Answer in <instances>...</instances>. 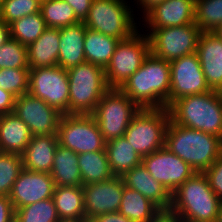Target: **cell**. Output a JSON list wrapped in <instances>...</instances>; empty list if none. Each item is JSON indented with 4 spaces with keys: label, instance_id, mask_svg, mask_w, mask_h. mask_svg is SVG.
Instances as JSON below:
<instances>
[{
    "label": "cell",
    "instance_id": "15",
    "mask_svg": "<svg viewBox=\"0 0 222 222\" xmlns=\"http://www.w3.org/2000/svg\"><path fill=\"white\" fill-rule=\"evenodd\" d=\"M142 164L171 194L196 173L188 163L165 147L142 157Z\"/></svg>",
    "mask_w": 222,
    "mask_h": 222
},
{
    "label": "cell",
    "instance_id": "11",
    "mask_svg": "<svg viewBox=\"0 0 222 222\" xmlns=\"http://www.w3.org/2000/svg\"><path fill=\"white\" fill-rule=\"evenodd\" d=\"M201 31L195 24L154 29L147 33L150 51L168 62L196 52Z\"/></svg>",
    "mask_w": 222,
    "mask_h": 222
},
{
    "label": "cell",
    "instance_id": "22",
    "mask_svg": "<svg viewBox=\"0 0 222 222\" xmlns=\"http://www.w3.org/2000/svg\"><path fill=\"white\" fill-rule=\"evenodd\" d=\"M84 22L60 28V48L58 66L65 70L86 62L84 39L86 32Z\"/></svg>",
    "mask_w": 222,
    "mask_h": 222
},
{
    "label": "cell",
    "instance_id": "7",
    "mask_svg": "<svg viewBox=\"0 0 222 222\" xmlns=\"http://www.w3.org/2000/svg\"><path fill=\"white\" fill-rule=\"evenodd\" d=\"M132 12L125 0H93L84 24L90 30L125 40L138 31Z\"/></svg>",
    "mask_w": 222,
    "mask_h": 222
},
{
    "label": "cell",
    "instance_id": "45",
    "mask_svg": "<svg viewBox=\"0 0 222 222\" xmlns=\"http://www.w3.org/2000/svg\"><path fill=\"white\" fill-rule=\"evenodd\" d=\"M10 38L9 25H6L0 18V46L6 43Z\"/></svg>",
    "mask_w": 222,
    "mask_h": 222
},
{
    "label": "cell",
    "instance_id": "17",
    "mask_svg": "<svg viewBox=\"0 0 222 222\" xmlns=\"http://www.w3.org/2000/svg\"><path fill=\"white\" fill-rule=\"evenodd\" d=\"M54 188V180L50 174L23 169L12 186L9 199L16 210L52 198Z\"/></svg>",
    "mask_w": 222,
    "mask_h": 222
},
{
    "label": "cell",
    "instance_id": "30",
    "mask_svg": "<svg viewBox=\"0 0 222 222\" xmlns=\"http://www.w3.org/2000/svg\"><path fill=\"white\" fill-rule=\"evenodd\" d=\"M78 165L82 178V185L103 182L112 178L106 150L78 154Z\"/></svg>",
    "mask_w": 222,
    "mask_h": 222
},
{
    "label": "cell",
    "instance_id": "48",
    "mask_svg": "<svg viewBox=\"0 0 222 222\" xmlns=\"http://www.w3.org/2000/svg\"><path fill=\"white\" fill-rule=\"evenodd\" d=\"M58 222H87V220L80 219H60Z\"/></svg>",
    "mask_w": 222,
    "mask_h": 222
},
{
    "label": "cell",
    "instance_id": "16",
    "mask_svg": "<svg viewBox=\"0 0 222 222\" xmlns=\"http://www.w3.org/2000/svg\"><path fill=\"white\" fill-rule=\"evenodd\" d=\"M124 186V181L120 176H113L103 182L82 185L85 220L91 221L97 216L118 212Z\"/></svg>",
    "mask_w": 222,
    "mask_h": 222
},
{
    "label": "cell",
    "instance_id": "49",
    "mask_svg": "<svg viewBox=\"0 0 222 222\" xmlns=\"http://www.w3.org/2000/svg\"><path fill=\"white\" fill-rule=\"evenodd\" d=\"M216 222H222V203L217 214Z\"/></svg>",
    "mask_w": 222,
    "mask_h": 222
},
{
    "label": "cell",
    "instance_id": "51",
    "mask_svg": "<svg viewBox=\"0 0 222 222\" xmlns=\"http://www.w3.org/2000/svg\"><path fill=\"white\" fill-rule=\"evenodd\" d=\"M3 2H4V0H0V8H1L2 5H3Z\"/></svg>",
    "mask_w": 222,
    "mask_h": 222
},
{
    "label": "cell",
    "instance_id": "42",
    "mask_svg": "<svg viewBox=\"0 0 222 222\" xmlns=\"http://www.w3.org/2000/svg\"><path fill=\"white\" fill-rule=\"evenodd\" d=\"M16 97L0 88V115L14 112Z\"/></svg>",
    "mask_w": 222,
    "mask_h": 222
},
{
    "label": "cell",
    "instance_id": "27",
    "mask_svg": "<svg viewBox=\"0 0 222 222\" xmlns=\"http://www.w3.org/2000/svg\"><path fill=\"white\" fill-rule=\"evenodd\" d=\"M52 199L60 219L85 220L82 186H55Z\"/></svg>",
    "mask_w": 222,
    "mask_h": 222
},
{
    "label": "cell",
    "instance_id": "38",
    "mask_svg": "<svg viewBox=\"0 0 222 222\" xmlns=\"http://www.w3.org/2000/svg\"><path fill=\"white\" fill-rule=\"evenodd\" d=\"M29 68L27 46L13 38L0 46V69Z\"/></svg>",
    "mask_w": 222,
    "mask_h": 222
},
{
    "label": "cell",
    "instance_id": "2",
    "mask_svg": "<svg viewBox=\"0 0 222 222\" xmlns=\"http://www.w3.org/2000/svg\"><path fill=\"white\" fill-rule=\"evenodd\" d=\"M165 148L188 163L195 172L204 173L222 154V139L170 120L165 134Z\"/></svg>",
    "mask_w": 222,
    "mask_h": 222
},
{
    "label": "cell",
    "instance_id": "4",
    "mask_svg": "<svg viewBox=\"0 0 222 222\" xmlns=\"http://www.w3.org/2000/svg\"><path fill=\"white\" fill-rule=\"evenodd\" d=\"M168 111L173 123L222 139V102L216 91L181 97Z\"/></svg>",
    "mask_w": 222,
    "mask_h": 222
},
{
    "label": "cell",
    "instance_id": "46",
    "mask_svg": "<svg viewBox=\"0 0 222 222\" xmlns=\"http://www.w3.org/2000/svg\"><path fill=\"white\" fill-rule=\"evenodd\" d=\"M164 1L165 0H137V5H140L142 7L143 9L142 12L145 15L155 5L162 3Z\"/></svg>",
    "mask_w": 222,
    "mask_h": 222
},
{
    "label": "cell",
    "instance_id": "39",
    "mask_svg": "<svg viewBox=\"0 0 222 222\" xmlns=\"http://www.w3.org/2000/svg\"><path fill=\"white\" fill-rule=\"evenodd\" d=\"M204 174L208 179L210 188L222 201V154L212 163Z\"/></svg>",
    "mask_w": 222,
    "mask_h": 222
},
{
    "label": "cell",
    "instance_id": "41",
    "mask_svg": "<svg viewBox=\"0 0 222 222\" xmlns=\"http://www.w3.org/2000/svg\"><path fill=\"white\" fill-rule=\"evenodd\" d=\"M15 210L9 196H0V222H14Z\"/></svg>",
    "mask_w": 222,
    "mask_h": 222
},
{
    "label": "cell",
    "instance_id": "26",
    "mask_svg": "<svg viewBox=\"0 0 222 222\" xmlns=\"http://www.w3.org/2000/svg\"><path fill=\"white\" fill-rule=\"evenodd\" d=\"M105 150L114 176L122 177L128 170L142 164V157L130 145L125 136L106 142Z\"/></svg>",
    "mask_w": 222,
    "mask_h": 222
},
{
    "label": "cell",
    "instance_id": "13",
    "mask_svg": "<svg viewBox=\"0 0 222 222\" xmlns=\"http://www.w3.org/2000/svg\"><path fill=\"white\" fill-rule=\"evenodd\" d=\"M170 63V92L167 108L177 99L212 91L195 53L185 55Z\"/></svg>",
    "mask_w": 222,
    "mask_h": 222
},
{
    "label": "cell",
    "instance_id": "24",
    "mask_svg": "<svg viewBox=\"0 0 222 222\" xmlns=\"http://www.w3.org/2000/svg\"><path fill=\"white\" fill-rule=\"evenodd\" d=\"M31 138L29 127L14 112L0 115V151L21 155Z\"/></svg>",
    "mask_w": 222,
    "mask_h": 222
},
{
    "label": "cell",
    "instance_id": "12",
    "mask_svg": "<svg viewBox=\"0 0 222 222\" xmlns=\"http://www.w3.org/2000/svg\"><path fill=\"white\" fill-rule=\"evenodd\" d=\"M28 93L42 99L61 114H69L68 74L62 67L30 69Z\"/></svg>",
    "mask_w": 222,
    "mask_h": 222
},
{
    "label": "cell",
    "instance_id": "18",
    "mask_svg": "<svg viewBox=\"0 0 222 222\" xmlns=\"http://www.w3.org/2000/svg\"><path fill=\"white\" fill-rule=\"evenodd\" d=\"M143 16L150 33L154 29L192 24L195 23V0H165Z\"/></svg>",
    "mask_w": 222,
    "mask_h": 222
},
{
    "label": "cell",
    "instance_id": "34",
    "mask_svg": "<svg viewBox=\"0 0 222 222\" xmlns=\"http://www.w3.org/2000/svg\"><path fill=\"white\" fill-rule=\"evenodd\" d=\"M195 24L201 32H213L222 24V0H195Z\"/></svg>",
    "mask_w": 222,
    "mask_h": 222
},
{
    "label": "cell",
    "instance_id": "5",
    "mask_svg": "<svg viewBox=\"0 0 222 222\" xmlns=\"http://www.w3.org/2000/svg\"><path fill=\"white\" fill-rule=\"evenodd\" d=\"M67 71L69 114L92 115L99 100L109 90L104 68L84 62Z\"/></svg>",
    "mask_w": 222,
    "mask_h": 222
},
{
    "label": "cell",
    "instance_id": "37",
    "mask_svg": "<svg viewBox=\"0 0 222 222\" xmlns=\"http://www.w3.org/2000/svg\"><path fill=\"white\" fill-rule=\"evenodd\" d=\"M41 0H4L0 8V18L9 25L29 14L40 12Z\"/></svg>",
    "mask_w": 222,
    "mask_h": 222
},
{
    "label": "cell",
    "instance_id": "10",
    "mask_svg": "<svg viewBox=\"0 0 222 222\" xmlns=\"http://www.w3.org/2000/svg\"><path fill=\"white\" fill-rule=\"evenodd\" d=\"M58 144L77 154L102 151L105 141L93 115L67 114L59 121Z\"/></svg>",
    "mask_w": 222,
    "mask_h": 222
},
{
    "label": "cell",
    "instance_id": "9",
    "mask_svg": "<svg viewBox=\"0 0 222 222\" xmlns=\"http://www.w3.org/2000/svg\"><path fill=\"white\" fill-rule=\"evenodd\" d=\"M140 108L120 89H109L99 100L93 117L105 142L124 136Z\"/></svg>",
    "mask_w": 222,
    "mask_h": 222
},
{
    "label": "cell",
    "instance_id": "8",
    "mask_svg": "<svg viewBox=\"0 0 222 222\" xmlns=\"http://www.w3.org/2000/svg\"><path fill=\"white\" fill-rule=\"evenodd\" d=\"M139 32L117 44L110 63L104 69L109 89H120L151 52L148 35Z\"/></svg>",
    "mask_w": 222,
    "mask_h": 222
},
{
    "label": "cell",
    "instance_id": "44",
    "mask_svg": "<svg viewBox=\"0 0 222 222\" xmlns=\"http://www.w3.org/2000/svg\"><path fill=\"white\" fill-rule=\"evenodd\" d=\"M90 222H132L127 217L123 216L119 212L106 213L95 217Z\"/></svg>",
    "mask_w": 222,
    "mask_h": 222
},
{
    "label": "cell",
    "instance_id": "35",
    "mask_svg": "<svg viewBox=\"0 0 222 222\" xmlns=\"http://www.w3.org/2000/svg\"><path fill=\"white\" fill-rule=\"evenodd\" d=\"M22 170L21 155L0 151V196H9Z\"/></svg>",
    "mask_w": 222,
    "mask_h": 222
},
{
    "label": "cell",
    "instance_id": "31",
    "mask_svg": "<svg viewBox=\"0 0 222 222\" xmlns=\"http://www.w3.org/2000/svg\"><path fill=\"white\" fill-rule=\"evenodd\" d=\"M10 37L28 46L36 41L47 29L40 12L26 15L9 24Z\"/></svg>",
    "mask_w": 222,
    "mask_h": 222
},
{
    "label": "cell",
    "instance_id": "25",
    "mask_svg": "<svg viewBox=\"0 0 222 222\" xmlns=\"http://www.w3.org/2000/svg\"><path fill=\"white\" fill-rule=\"evenodd\" d=\"M50 175L55 186H82L78 154L58 144Z\"/></svg>",
    "mask_w": 222,
    "mask_h": 222
},
{
    "label": "cell",
    "instance_id": "1",
    "mask_svg": "<svg viewBox=\"0 0 222 222\" xmlns=\"http://www.w3.org/2000/svg\"><path fill=\"white\" fill-rule=\"evenodd\" d=\"M170 63L151 52L120 90L140 109L167 108Z\"/></svg>",
    "mask_w": 222,
    "mask_h": 222
},
{
    "label": "cell",
    "instance_id": "20",
    "mask_svg": "<svg viewBox=\"0 0 222 222\" xmlns=\"http://www.w3.org/2000/svg\"><path fill=\"white\" fill-rule=\"evenodd\" d=\"M122 179L126 187L138 191L160 209L170 208L172 194L161 182H158L151 176L143 164L128 170L122 176Z\"/></svg>",
    "mask_w": 222,
    "mask_h": 222
},
{
    "label": "cell",
    "instance_id": "6",
    "mask_svg": "<svg viewBox=\"0 0 222 222\" xmlns=\"http://www.w3.org/2000/svg\"><path fill=\"white\" fill-rule=\"evenodd\" d=\"M170 121L168 108L140 109L131 119L125 138L141 156L165 147V134Z\"/></svg>",
    "mask_w": 222,
    "mask_h": 222
},
{
    "label": "cell",
    "instance_id": "40",
    "mask_svg": "<svg viewBox=\"0 0 222 222\" xmlns=\"http://www.w3.org/2000/svg\"><path fill=\"white\" fill-rule=\"evenodd\" d=\"M67 2L74 11L77 19L84 22L87 18L93 0H63Z\"/></svg>",
    "mask_w": 222,
    "mask_h": 222
},
{
    "label": "cell",
    "instance_id": "3",
    "mask_svg": "<svg viewBox=\"0 0 222 222\" xmlns=\"http://www.w3.org/2000/svg\"><path fill=\"white\" fill-rule=\"evenodd\" d=\"M222 201L204 173H194L173 193L170 208L183 222H216Z\"/></svg>",
    "mask_w": 222,
    "mask_h": 222
},
{
    "label": "cell",
    "instance_id": "50",
    "mask_svg": "<svg viewBox=\"0 0 222 222\" xmlns=\"http://www.w3.org/2000/svg\"><path fill=\"white\" fill-rule=\"evenodd\" d=\"M216 93L222 102V85L216 90Z\"/></svg>",
    "mask_w": 222,
    "mask_h": 222
},
{
    "label": "cell",
    "instance_id": "33",
    "mask_svg": "<svg viewBox=\"0 0 222 222\" xmlns=\"http://www.w3.org/2000/svg\"><path fill=\"white\" fill-rule=\"evenodd\" d=\"M59 220L52 198L37 201L15 210L14 222H58Z\"/></svg>",
    "mask_w": 222,
    "mask_h": 222
},
{
    "label": "cell",
    "instance_id": "14",
    "mask_svg": "<svg viewBox=\"0 0 222 222\" xmlns=\"http://www.w3.org/2000/svg\"><path fill=\"white\" fill-rule=\"evenodd\" d=\"M14 113L29 127L32 136L57 134L63 114L30 93L15 100Z\"/></svg>",
    "mask_w": 222,
    "mask_h": 222
},
{
    "label": "cell",
    "instance_id": "43",
    "mask_svg": "<svg viewBox=\"0 0 222 222\" xmlns=\"http://www.w3.org/2000/svg\"><path fill=\"white\" fill-rule=\"evenodd\" d=\"M148 222H183L171 209H160Z\"/></svg>",
    "mask_w": 222,
    "mask_h": 222
},
{
    "label": "cell",
    "instance_id": "47",
    "mask_svg": "<svg viewBox=\"0 0 222 222\" xmlns=\"http://www.w3.org/2000/svg\"><path fill=\"white\" fill-rule=\"evenodd\" d=\"M213 33L217 35L222 40V24L218 26Z\"/></svg>",
    "mask_w": 222,
    "mask_h": 222
},
{
    "label": "cell",
    "instance_id": "32",
    "mask_svg": "<svg viewBox=\"0 0 222 222\" xmlns=\"http://www.w3.org/2000/svg\"><path fill=\"white\" fill-rule=\"evenodd\" d=\"M40 13L47 28L60 29L80 22L73 8L63 0H42Z\"/></svg>",
    "mask_w": 222,
    "mask_h": 222
},
{
    "label": "cell",
    "instance_id": "23",
    "mask_svg": "<svg viewBox=\"0 0 222 222\" xmlns=\"http://www.w3.org/2000/svg\"><path fill=\"white\" fill-rule=\"evenodd\" d=\"M60 31L47 28L41 36L27 46L29 69L58 65Z\"/></svg>",
    "mask_w": 222,
    "mask_h": 222
},
{
    "label": "cell",
    "instance_id": "21",
    "mask_svg": "<svg viewBox=\"0 0 222 222\" xmlns=\"http://www.w3.org/2000/svg\"><path fill=\"white\" fill-rule=\"evenodd\" d=\"M57 146V134L32 136L21 154L23 169L50 174Z\"/></svg>",
    "mask_w": 222,
    "mask_h": 222
},
{
    "label": "cell",
    "instance_id": "36",
    "mask_svg": "<svg viewBox=\"0 0 222 222\" xmlns=\"http://www.w3.org/2000/svg\"><path fill=\"white\" fill-rule=\"evenodd\" d=\"M29 73V68L0 69V88L12 93L16 98L28 93Z\"/></svg>",
    "mask_w": 222,
    "mask_h": 222
},
{
    "label": "cell",
    "instance_id": "19",
    "mask_svg": "<svg viewBox=\"0 0 222 222\" xmlns=\"http://www.w3.org/2000/svg\"><path fill=\"white\" fill-rule=\"evenodd\" d=\"M196 54L207 85L216 91L222 85V40L213 32H201Z\"/></svg>",
    "mask_w": 222,
    "mask_h": 222
},
{
    "label": "cell",
    "instance_id": "28",
    "mask_svg": "<svg viewBox=\"0 0 222 222\" xmlns=\"http://www.w3.org/2000/svg\"><path fill=\"white\" fill-rule=\"evenodd\" d=\"M119 41L120 39L86 28L84 39L86 62L99 65L105 69L110 63Z\"/></svg>",
    "mask_w": 222,
    "mask_h": 222
},
{
    "label": "cell",
    "instance_id": "29",
    "mask_svg": "<svg viewBox=\"0 0 222 222\" xmlns=\"http://www.w3.org/2000/svg\"><path fill=\"white\" fill-rule=\"evenodd\" d=\"M160 210L151 200L138 191L124 186L119 213L132 222H148Z\"/></svg>",
    "mask_w": 222,
    "mask_h": 222
}]
</instances>
